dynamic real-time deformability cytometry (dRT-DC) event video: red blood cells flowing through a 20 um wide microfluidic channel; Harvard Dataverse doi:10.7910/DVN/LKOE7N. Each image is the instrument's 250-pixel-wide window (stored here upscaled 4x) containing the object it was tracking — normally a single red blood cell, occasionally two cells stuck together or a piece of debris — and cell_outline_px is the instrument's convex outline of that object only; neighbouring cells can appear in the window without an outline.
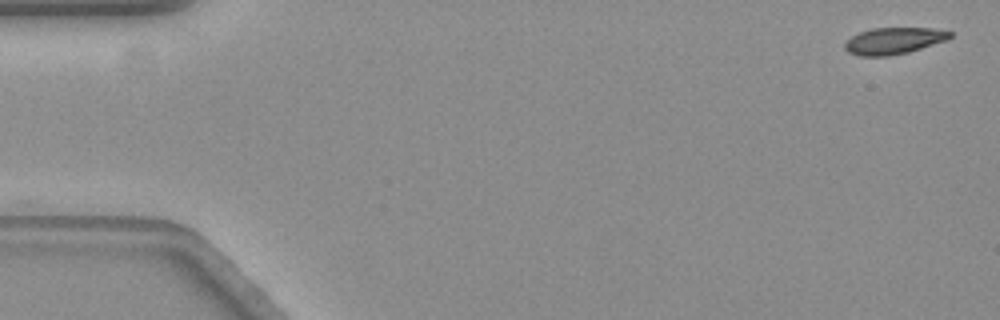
{"species": "common noctule bat (a hibernating species)", "species_latin": "Nyctalus noctula", "temperature_condition": "warm", "stored_images_in_passage": 6, "camera_frame_rate_fps": 3000, "um_per_image_px": 0.085, "animal": {"sex": "female", "body_mass_g": 19.3, "forearm_length_mm": 54.1}, "frame": {"image": 1, "passage_image": 1, "time_ms": 0.0, "image_size_px": [1000, 320], "cell_outline_px": [[952, 36], [948, 40], [908, 52], [888, 56], [860, 56], [848, 52], [844, 48], [844, 44], [852, 36], [860, 32], [872, 28], [932, 28], [952, 32]], "centroid_in_image_um": [75.98, 3.47], "position_along_channel_um": 9.0, "area_um2": 16.3}}